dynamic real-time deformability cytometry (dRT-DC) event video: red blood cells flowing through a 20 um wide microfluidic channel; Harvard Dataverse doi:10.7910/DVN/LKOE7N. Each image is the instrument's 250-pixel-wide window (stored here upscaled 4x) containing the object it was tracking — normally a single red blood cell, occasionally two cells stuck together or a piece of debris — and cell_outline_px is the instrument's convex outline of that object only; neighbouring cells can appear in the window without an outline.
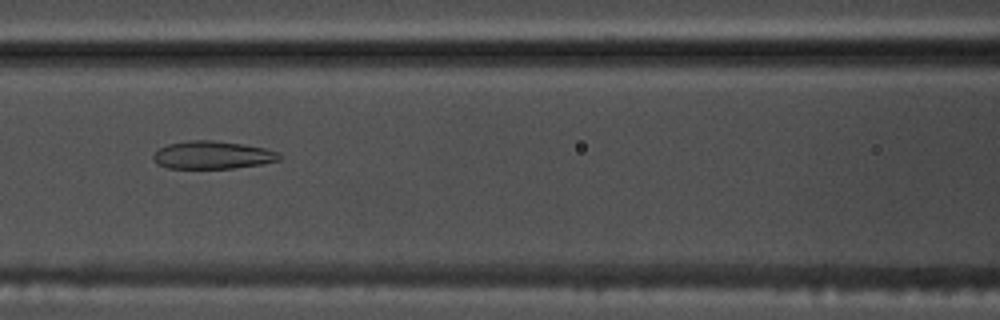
{"species": "common noctule bat (a hibernating species)", "species_latin": "Nyctalus noctula", "temperature_condition": "warm", "stored_images_in_passage": 54, "camera_frame_rate_fps": 3000, "um_per_image_px": 0.085, "animal": {"sex": "male", "body_mass_g": 17.5, "forearm_length_mm": 52.3}, "frame": {"image": 1, "passage_image": 24, "time_ms": 7.667, "image_size_px": [1000, 320], "cell_outline_px": [[284, 156], [280, 160], [260, 164], [232, 168], [168, 168], [156, 164], [152, 156], [160, 148], [168, 144], [188, 140], [212, 140], [244, 144], [264, 148], [280, 152]], "centroid_in_image_um": [18.09, 13.17], "position_along_channel_um": 148.5, "area_um2": 20.52}}
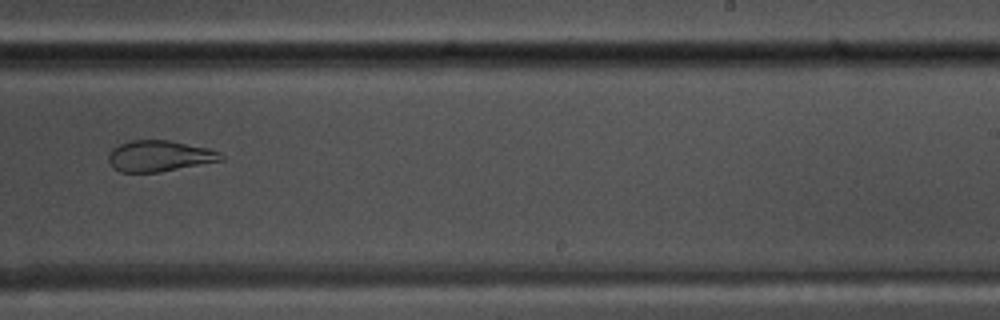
{"frame": {"image": 2, "passage_image": 34, "time_ms": 11.0, "image_size_px": [1000, 320], "cell_outline_px": [[224, 160], [160, 172], [120, 172], [112, 168], [108, 160], [108, 156], [112, 148], [120, 144], [132, 140], [168, 140], [208, 148], [220, 152], [224, 156]], "centroid_in_image_um": [13.54, 13.27], "position_along_channel_um": 275.5, "area_um2": 20.4}}
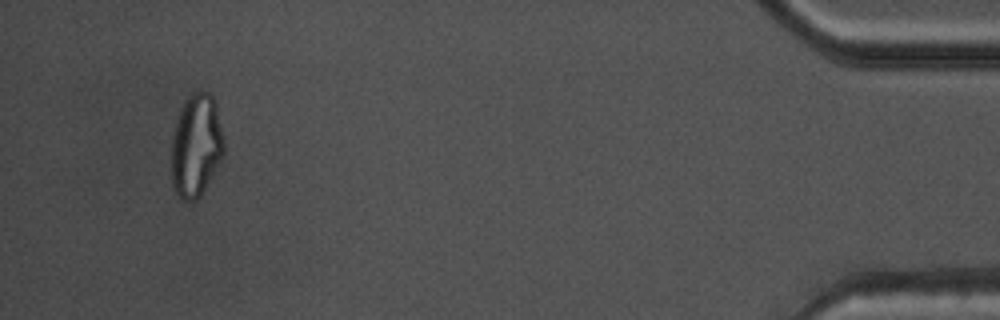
{"frame": {"image": 3, "passage_image": 51, "time_ms": 16.667, "image_size_px": [1000, 320], "cell_outline_px": [[224, 156], [200, 196], [196, 200], [180, 200], [176, 192], [172, 180], [172, 136], [176, 116], [184, 100], [192, 92], [200, 88], [208, 92], [212, 96], [216, 104], [224, 140]], "centroid_in_image_um": [16.67, 12.32], "position_along_channel_um": 418.5, "area_um2": 31.91}, "authors_computed_cell_mechanics": {"area_um2": 26.7036, "velocity_mm_per_s": 3.8224, "shape_relaxation_time_tau1_ms": null, "shape_relaxation_time_tau2_ms": 1.8261, "deformation_change_tau1": null, "deformation_change_tau2": 0.1055}}